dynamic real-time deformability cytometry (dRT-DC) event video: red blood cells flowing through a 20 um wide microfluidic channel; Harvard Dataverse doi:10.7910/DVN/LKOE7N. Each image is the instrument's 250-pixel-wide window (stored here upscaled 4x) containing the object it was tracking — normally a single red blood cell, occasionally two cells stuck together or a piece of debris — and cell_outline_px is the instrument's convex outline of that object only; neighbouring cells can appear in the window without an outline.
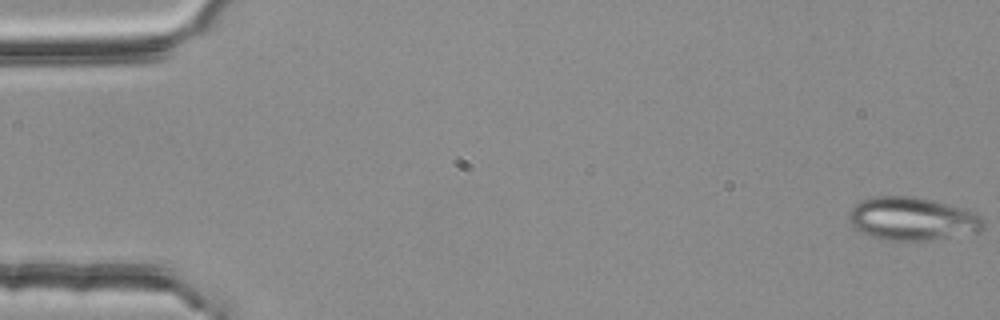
{"species": "common noctule bat (a hibernating species)", "species_latin": "Nyctalus noctula", "temperature_condition": "room temperature", "stored_images_in_passage": 54, "camera_frame_rate_fps": 3000, "um_per_image_px": 0.085, "animal": {"sex": "female", "body_mass_g": 25.1}, "frame": {"image": 1, "passage_image": 1, "time_ms": 0.0, "image_size_px": [1000, 320], "cell_outline_px": [[984, 228], [980, 232], [924, 240], [884, 240], [860, 232], [852, 224], [848, 216], [852, 208], [860, 200], [872, 196], [916, 196], [936, 200], [964, 208], [976, 212], [984, 220]], "centroid_in_image_um": [77.57, 18.57], "position_along_channel_um": 7.4, "area_um2": 33.99}}
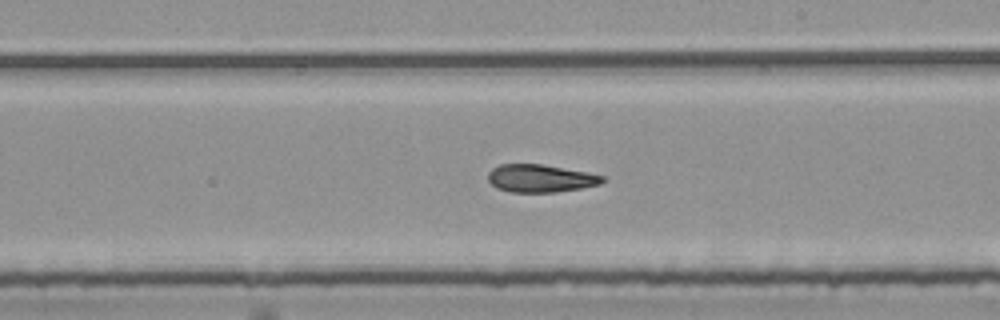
{"frame": {"image": 2, "passage_image": 32, "time_ms": 10.333, "image_size_px": [1000, 320], "cell_outline_px": [[608, 180], [600, 184], [580, 188], [556, 192], [512, 192], [496, 188], [488, 180], [488, 172], [492, 168], [500, 164], [540, 164], [584, 172], [604, 176]], "centroid_in_image_um": [45.92, 15.16], "position_along_channel_um": 243.1, "area_um2": 18.38}}
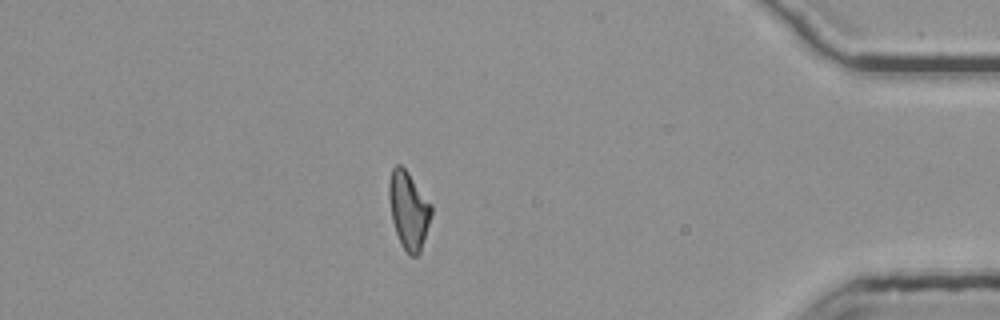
{"frame": {"image": 3, "passage_image": 48, "time_ms": 15.667, "image_size_px": [1000, 320], "cell_outline_px": [[432, 216], [420, 252], [416, 256], [412, 256], [400, 244], [392, 220], [388, 196], [388, 180], [392, 168], [396, 164], [400, 164], [408, 172], [432, 204]], "centroid_in_image_um": [34.73, 17.83], "position_along_channel_um": 400.5, "area_um2": 19.25}, "authors_computed_cell_mechanics": {"area_um2": 19.7387, "velocity_mm_per_s": 3.757, "shape_relaxation_time_tau1_ms": null, "shape_relaxation_time_tau2_ms": 4.6707, "deformation_change_tau1": null, "deformation_change_tau2": 0.1459}}